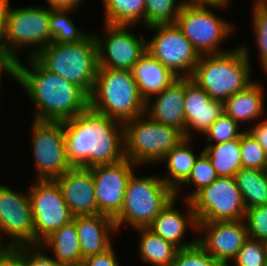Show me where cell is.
<instances>
[{
  "mask_svg": "<svg viewBox=\"0 0 267 266\" xmlns=\"http://www.w3.org/2000/svg\"><path fill=\"white\" fill-rule=\"evenodd\" d=\"M64 133L66 156L72 167L91 168L125 159L123 123L90 106L64 121Z\"/></svg>",
  "mask_w": 267,
  "mask_h": 266,
  "instance_id": "1",
  "label": "cell"
},
{
  "mask_svg": "<svg viewBox=\"0 0 267 266\" xmlns=\"http://www.w3.org/2000/svg\"><path fill=\"white\" fill-rule=\"evenodd\" d=\"M16 62L15 82L34 103L36 121H65L89 107V95L78 85L47 70L35 57Z\"/></svg>",
  "mask_w": 267,
  "mask_h": 266,
  "instance_id": "2",
  "label": "cell"
},
{
  "mask_svg": "<svg viewBox=\"0 0 267 266\" xmlns=\"http://www.w3.org/2000/svg\"><path fill=\"white\" fill-rule=\"evenodd\" d=\"M249 60V51L243 45L224 53L204 54L190 78L213 100L224 103L254 82Z\"/></svg>",
  "mask_w": 267,
  "mask_h": 266,
  "instance_id": "3",
  "label": "cell"
},
{
  "mask_svg": "<svg viewBox=\"0 0 267 266\" xmlns=\"http://www.w3.org/2000/svg\"><path fill=\"white\" fill-rule=\"evenodd\" d=\"M89 106L122 123L146 111V101L140 95L131 70L110 68H98Z\"/></svg>",
  "mask_w": 267,
  "mask_h": 266,
  "instance_id": "4",
  "label": "cell"
},
{
  "mask_svg": "<svg viewBox=\"0 0 267 266\" xmlns=\"http://www.w3.org/2000/svg\"><path fill=\"white\" fill-rule=\"evenodd\" d=\"M35 58L47 70L80 86L89 96L92 93L99 68L94 33H90L81 42H52L45 46Z\"/></svg>",
  "mask_w": 267,
  "mask_h": 266,
  "instance_id": "5",
  "label": "cell"
},
{
  "mask_svg": "<svg viewBox=\"0 0 267 266\" xmlns=\"http://www.w3.org/2000/svg\"><path fill=\"white\" fill-rule=\"evenodd\" d=\"M175 197V191L161 177L137 176L133 172L122 209L113 219L117 232L124 224L133 229L147 228Z\"/></svg>",
  "mask_w": 267,
  "mask_h": 266,
  "instance_id": "6",
  "label": "cell"
},
{
  "mask_svg": "<svg viewBox=\"0 0 267 266\" xmlns=\"http://www.w3.org/2000/svg\"><path fill=\"white\" fill-rule=\"evenodd\" d=\"M123 126L125 158L137 166L160 163L185 138L180 130L157 122L146 113L125 121Z\"/></svg>",
  "mask_w": 267,
  "mask_h": 266,
  "instance_id": "7",
  "label": "cell"
},
{
  "mask_svg": "<svg viewBox=\"0 0 267 266\" xmlns=\"http://www.w3.org/2000/svg\"><path fill=\"white\" fill-rule=\"evenodd\" d=\"M5 0L3 15L6 21V40L10 52L19 60L22 47L34 48L28 57H35L45 46L53 42L50 32V7L26 6L12 8Z\"/></svg>",
  "mask_w": 267,
  "mask_h": 266,
  "instance_id": "8",
  "label": "cell"
},
{
  "mask_svg": "<svg viewBox=\"0 0 267 266\" xmlns=\"http://www.w3.org/2000/svg\"><path fill=\"white\" fill-rule=\"evenodd\" d=\"M224 7L227 6L187 4L182 6L175 23L200 55L229 51L221 49L220 46L228 36L230 37L235 26L228 20L217 17L211 10Z\"/></svg>",
  "mask_w": 267,
  "mask_h": 266,
  "instance_id": "9",
  "label": "cell"
},
{
  "mask_svg": "<svg viewBox=\"0 0 267 266\" xmlns=\"http://www.w3.org/2000/svg\"><path fill=\"white\" fill-rule=\"evenodd\" d=\"M31 132L37 180H54L72 168L66 156L64 121L33 120Z\"/></svg>",
  "mask_w": 267,
  "mask_h": 266,
  "instance_id": "10",
  "label": "cell"
},
{
  "mask_svg": "<svg viewBox=\"0 0 267 266\" xmlns=\"http://www.w3.org/2000/svg\"><path fill=\"white\" fill-rule=\"evenodd\" d=\"M146 28L155 31L151 40L147 41V52L177 77L190 78L201 55L176 23L156 24Z\"/></svg>",
  "mask_w": 267,
  "mask_h": 266,
  "instance_id": "11",
  "label": "cell"
},
{
  "mask_svg": "<svg viewBox=\"0 0 267 266\" xmlns=\"http://www.w3.org/2000/svg\"><path fill=\"white\" fill-rule=\"evenodd\" d=\"M190 201L197 222L244 219L246 206L234 177H218Z\"/></svg>",
  "mask_w": 267,
  "mask_h": 266,
  "instance_id": "12",
  "label": "cell"
},
{
  "mask_svg": "<svg viewBox=\"0 0 267 266\" xmlns=\"http://www.w3.org/2000/svg\"><path fill=\"white\" fill-rule=\"evenodd\" d=\"M28 191L35 230V245L52 232L72 221L58 184L54 180H38Z\"/></svg>",
  "mask_w": 267,
  "mask_h": 266,
  "instance_id": "13",
  "label": "cell"
},
{
  "mask_svg": "<svg viewBox=\"0 0 267 266\" xmlns=\"http://www.w3.org/2000/svg\"><path fill=\"white\" fill-rule=\"evenodd\" d=\"M134 25L105 24V37L94 33L99 68L131 70L147 52V41L130 32Z\"/></svg>",
  "mask_w": 267,
  "mask_h": 266,
  "instance_id": "14",
  "label": "cell"
},
{
  "mask_svg": "<svg viewBox=\"0 0 267 266\" xmlns=\"http://www.w3.org/2000/svg\"><path fill=\"white\" fill-rule=\"evenodd\" d=\"M10 238L9 247L35 245L32 207L28 192L19 193L0 185V237Z\"/></svg>",
  "mask_w": 267,
  "mask_h": 266,
  "instance_id": "15",
  "label": "cell"
},
{
  "mask_svg": "<svg viewBox=\"0 0 267 266\" xmlns=\"http://www.w3.org/2000/svg\"><path fill=\"white\" fill-rule=\"evenodd\" d=\"M138 168L128 158L117 163L89 168L93 175L99 214L114 219L122 209L125 191L133 169Z\"/></svg>",
  "mask_w": 267,
  "mask_h": 266,
  "instance_id": "16",
  "label": "cell"
},
{
  "mask_svg": "<svg viewBox=\"0 0 267 266\" xmlns=\"http://www.w3.org/2000/svg\"><path fill=\"white\" fill-rule=\"evenodd\" d=\"M197 243L215 260L222 263L232 261L242 244L249 237L243 219L235 221L198 222Z\"/></svg>",
  "mask_w": 267,
  "mask_h": 266,
  "instance_id": "17",
  "label": "cell"
},
{
  "mask_svg": "<svg viewBox=\"0 0 267 266\" xmlns=\"http://www.w3.org/2000/svg\"><path fill=\"white\" fill-rule=\"evenodd\" d=\"M73 217L99 214L92 172L72 167L54 179Z\"/></svg>",
  "mask_w": 267,
  "mask_h": 266,
  "instance_id": "18",
  "label": "cell"
},
{
  "mask_svg": "<svg viewBox=\"0 0 267 266\" xmlns=\"http://www.w3.org/2000/svg\"><path fill=\"white\" fill-rule=\"evenodd\" d=\"M223 113V102L213 100L191 78H185L184 115L186 138L193 139V132H201L204 135Z\"/></svg>",
  "mask_w": 267,
  "mask_h": 266,
  "instance_id": "19",
  "label": "cell"
},
{
  "mask_svg": "<svg viewBox=\"0 0 267 266\" xmlns=\"http://www.w3.org/2000/svg\"><path fill=\"white\" fill-rule=\"evenodd\" d=\"M176 201L177 197L173 198L147 228L180 250L197 243L196 237L189 242L183 241V238L188 227L198 232V222L191 201L185 200L187 203L186 215L174 206Z\"/></svg>",
  "mask_w": 267,
  "mask_h": 266,
  "instance_id": "20",
  "label": "cell"
},
{
  "mask_svg": "<svg viewBox=\"0 0 267 266\" xmlns=\"http://www.w3.org/2000/svg\"><path fill=\"white\" fill-rule=\"evenodd\" d=\"M184 94L185 78L180 77L146 101L145 113L157 122L180 130L186 138Z\"/></svg>",
  "mask_w": 267,
  "mask_h": 266,
  "instance_id": "21",
  "label": "cell"
},
{
  "mask_svg": "<svg viewBox=\"0 0 267 266\" xmlns=\"http://www.w3.org/2000/svg\"><path fill=\"white\" fill-rule=\"evenodd\" d=\"M82 258L97 255L111 248V234L117 232L114 220L106 215L75 216Z\"/></svg>",
  "mask_w": 267,
  "mask_h": 266,
  "instance_id": "22",
  "label": "cell"
},
{
  "mask_svg": "<svg viewBox=\"0 0 267 266\" xmlns=\"http://www.w3.org/2000/svg\"><path fill=\"white\" fill-rule=\"evenodd\" d=\"M131 73L138 85L140 95L145 101L161 93L179 78L149 52H146L138 60L132 67Z\"/></svg>",
  "mask_w": 267,
  "mask_h": 266,
  "instance_id": "23",
  "label": "cell"
},
{
  "mask_svg": "<svg viewBox=\"0 0 267 266\" xmlns=\"http://www.w3.org/2000/svg\"><path fill=\"white\" fill-rule=\"evenodd\" d=\"M263 84L253 82L243 91L232 94L224 103V113L239 125L265 116ZM263 116V117H262Z\"/></svg>",
  "mask_w": 267,
  "mask_h": 266,
  "instance_id": "24",
  "label": "cell"
},
{
  "mask_svg": "<svg viewBox=\"0 0 267 266\" xmlns=\"http://www.w3.org/2000/svg\"><path fill=\"white\" fill-rule=\"evenodd\" d=\"M39 245L45 251L52 249L53 258L63 266H79L83 261L80 242L73 220L52 232Z\"/></svg>",
  "mask_w": 267,
  "mask_h": 266,
  "instance_id": "25",
  "label": "cell"
},
{
  "mask_svg": "<svg viewBox=\"0 0 267 266\" xmlns=\"http://www.w3.org/2000/svg\"><path fill=\"white\" fill-rule=\"evenodd\" d=\"M191 139L184 138L175 148H172L160 161L166 162L167 175L162 180L175 191V196L180 195V185L188 178L197 157L189 143ZM180 191V192H179ZM179 192V193H178Z\"/></svg>",
  "mask_w": 267,
  "mask_h": 266,
  "instance_id": "26",
  "label": "cell"
},
{
  "mask_svg": "<svg viewBox=\"0 0 267 266\" xmlns=\"http://www.w3.org/2000/svg\"><path fill=\"white\" fill-rule=\"evenodd\" d=\"M135 231L140 233L137 249L142 261L154 266H170L179 249L148 228H137Z\"/></svg>",
  "mask_w": 267,
  "mask_h": 266,
  "instance_id": "27",
  "label": "cell"
},
{
  "mask_svg": "<svg viewBox=\"0 0 267 266\" xmlns=\"http://www.w3.org/2000/svg\"><path fill=\"white\" fill-rule=\"evenodd\" d=\"M202 151L208 156L219 177H234L242 168L240 138L206 145Z\"/></svg>",
  "mask_w": 267,
  "mask_h": 266,
  "instance_id": "28",
  "label": "cell"
},
{
  "mask_svg": "<svg viewBox=\"0 0 267 266\" xmlns=\"http://www.w3.org/2000/svg\"><path fill=\"white\" fill-rule=\"evenodd\" d=\"M234 178L246 208L267 204V171L242 167Z\"/></svg>",
  "mask_w": 267,
  "mask_h": 266,
  "instance_id": "29",
  "label": "cell"
},
{
  "mask_svg": "<svg viewBox=\"0 0 267 266\" xmlns=\"http://www.w3.org/2000/svg\"><path fill=\"white\" fill-rule=\"evenodd\" d=\"M105 24L145 26V0H102Z\"/></svg>",
  "mask_w": 267,
  "mask_h": 266,
  "instance_id": "30",
  "label": "cell"
},
{
  "mask_svg": "<svg viewBox=\"0 0 267 266\" xmlns=\"http://www.w3.org/2000/svg\"><path fill=\"white\" fill-rule=\"evenodd\" d=\"M75 9L50 8V32L53 42L76 43L85 39L90 32L86 33L75 26L68 14Z\"/></svg>",
  "mask_w": 267,
  "mask_h": 266,
  "instance_id": "31",
  "label": "cell"
},
{
  "mask_svg": "<svg viewBox=\"0 0 267 266\" xmlns=\"http://www.w3.org/2000/svg\"><path fill=\"white\" fill-rule=\"evenodd\" d=\"M177 0H145V28L156 24L175 23L184 5Z\"/></svg>",
  "mask_w": 267,
  "mask_h": 266,
  "instance_id": "32",
  "label": "cell"
},
{
  "mask_svg": "<svg viewBox=\"0 0 267 266\" xmlns=\"http://www.w3.org/2000/svg\"><path fill=\"white\" fill-rule=\"evenodd\" d=\"M219 176L216 174L208 156L201 151L197 157L188 178L180 185H195V190L186 195V200H191L200 190L213 183Z\"/></svg>",
  "mask_w": 267,
  "mask_h": 266,
  "instance_id": "33",
  "label": "cell"
},
{
  "mask_svg": "<svg viewBox=\"0 0 267 266\" xmlns=\"http://www.w3.org/2000/svg\"><path fill=\"white\" fill-rule=\"evenodd\" d=\"M240 150L243 168L267 171V153L247 130L240 136Z\"/></svg>",
  "mask_w": 267,
  "mask_h": 266,
  "instance_id": "34",
  "label": "cell"
},
{
  "mask_svg": "<svg viewBox=\"0 0 267 266\" xmlns=\"http://www.w3.org/2000/svg\"><path fill=\"white\" fill-rule=\"evenodd\" d=\"M240 126L230 116L223 113L204 134L206 141H208L205 145H216L240 138L246 130L242 129L241 131Z\"/></svg>",
  "mask_w": 267,
  "mask_h": 266,
  "instance_id": "35",
  "label": "cell"
},
{
  "mask_svg": "<svg viewBox=\"0 0 267 266\" xmlns=\"http://www.w3.org/2000/svg\"><path fill=\"white\" fill-rule=\"evenodd\" d=\"M231 262L232 266H267V243L248 237Z\"/></svg>",
  "mask_w": 267,
  "mask_h": 266,
  "instance_id": "36",
  "label": "cell"
},
{
  "mask_svg": "<svg viewBox=\"0 0 267 266\" xmlns=\"http://www.w3.org/2000/svg\"><path fill=\"white\" fill-rule=\"evenodd\" d=\"M252 12L254 41L259 50L260 64L267 74V3H254Z\"/></svg>",
  "mask_w": 267,
  "mask_h": 266,
  "instance_id": "37",
  "label": "cell"
},
{
  "mask_svg": "<svg viewBox=\"0 0 267 266\" xmlns=\"http://www.w3.org/2000/svg\"><path fill=\"white\" fill-rule=\"evenodd\" d=\"M221 263L196 243L191 247L178 250L170 266H219Z\"/></svg>",
  "mask_w": 267,
  "mask_h": 266,
  "instance_id": "38",
  "label": "cell"
},
{
  "mask_svg": "<svg viewBox=\"0 0 267 266\" xmlns=\"http://www.w3.org/2000/svg\"><path fill=\"white\" fill-rule=\"evenodd\" d=\"M243 220L249 237L267 243V204L246 208Z\"/></svg>",
  "mask_w": 267,
  "mask_h": 266,
  "instance_id": "39",
  "label": "cell"
},
{
  "mask_svg": "<svg viewBox=\"0 0 267 266\" xmlns=\"http://www.w3.org/2000/svg\"><path fill=\"white\" fill-rule=\"evenodd\" d=\"M42 250L43 248L40 245L25 246L26 266H63Z\"/></svg>",
  "mask_w": 267,
  "mask_h": 266,
  "instance_id": "40",
  "label": "cell"
},
{
  "mask_svg": "<svg viewBox=\"0 0 267 266\" xmlns=\"http://www.w3.org/2000/svg\"><path fill=\"white\" fill-rule=\"evenodd\" d=\"M113 246L103 253L89 256L80 263L79 266H120L116 256Z\"/></svg>",
  "mask_w": 267,
  "mask_h": 266,
  "instance_id": "41",
  "label": "cell"
},
{
  "mask_svg": "<svg viewBox=\"0 0 267 266\" xmlns=\"http://www.w3.org/2000/svg\"><path fill=\"white\" fill-rule=\"evenodd\" d=\"M0 266H26L25 246L8 247L0 256Z\"/></svg>",
  "mask_w": 267,
  "mask_h": 266,
  "instance_id": "42",
  "label": "cell"
},
{
  "mask_svg": "<svg viewBox=\"0 0 267 266\" xmlns=\"http://www.w3.org/2000/svg\"><path fill=\"white\" fill-rule=\"evenodd\" d=\"M263 121H259L254 126H251V129L248 128L246 130L257 140L259 145L267 153V122L265 120Z\"/></svg>",
  "mask_w": 267,
  "mask_h": 266,
  "instance_id": "43",
  "label": "cell"
},
{
  "mask_svg": "<svg viewBox=\"0 0 267 266\" xmlns=\"http://www.w3.org/2000/svg\"><path fill=\"white\" fill-rule=\"evenodd\" d=\"M0 55L10 57L15 63L18 61L8 47L6 40V21L3 12L0 14Z\"/></svg>",
  "mask_w": 267,
  "mask_h": 266,
  "instance_id": "44",
  "label": "cell"
},
{
  "mask_svg": "<svg viewBox=\"0 0 267 266\" xmlns=\"http://www.w3.org/2000/svg\"><path fill=\"white\" fill-rule=\"evenodd\" d=\"M2 73H6L8 76H10L9 78L12 77L13 80H15L16 63L10 57L0 55V78L2 76Z\"/></svg>",
  "mask_w": 267,
  "mask_h": 266,
  "instance_id": "45",
  "label": "cell"
},
{
  "mask_svg": "<svg viewBox=\"0 0 267 266\" xmlns=\"http://www.w3.org/2000/svg\"><path fill=\"white\" fill-rule=\"evenodd\" d=\"M50 8H69L76 9L82 0H46Z\"/></svg>",
  "mask_w": 267,
  "mask_h": 266,
  "instance_id": "46",
  "label": "cell"
},
{
  "mask_svg": "<svg viewBox=\"0 0 267 266\" xmlns=\"http://www.w3.org/2000/svg\"><path fill=\"white\" fill-rule=\"evenodd\" d=\"M187 5H219L228 6L230 0H182Z\"/></svg>",
  "mask_w": 267,
  "mask_h": 266,
  "instance_id": "47",
  "label": "cell"
},
{
  "mask_svg": "<svg viewBox=\"0 0 267 266\" xmlns=\"http://www.w3.org/2000/svg\"><path fill=\"white\" fill-rule=\"evenodd\" d=\"M1 244H2V245H1ZM8 247H9V246L6 245L5 243H4V245H3V243H2V239H1V237H0V256L4 253L5 250H7Z\"/></svg>",
  "mask_w": 267,
  "mask_h": 266,
  "instance_id": "48",
  "label": "cell"
},
{
  "mask_svg": "<svg viewBox=\"0 0 267 266\" xmlns=\"http://www.w3.org/2000/svg\"><path fill=\"white\" fill-rule=\"evenodd\" d=\"M5 0H0V14L2 13Z\"/></svg>",
  "mask_w": 267,
  "mask_h": 266,
  "instance_id": "49",
  "label": "cell"
},
{
  "mask_svg": "<svg viewBox=\"0 0 267 266\" xmlns=\"http://www.w3.org/2000/svg\"><path fill=\"white\" fill-rule=\"evenodd\" d=\"M254 3H267V0H255Z\"/></svg>",
  "mask_w": 267,
  "mask_h": 266,
  "instance_id": "50",
  "label": "cell"
},
{
  "mask_svg": "<svg viewBox=\"0 0 267 266\" xmlns=\"http://www.w3.org/2000/svg\"><path fill=\"white\" fill-rule=\"evenodd\" d=\"M219 266H231V265L228 263H221Z\"/></svg>",
  "mask_w": 267,
  "mask_h": 266,
  "instance_id": "51",
  "label": "cell"
}]
</instances>
